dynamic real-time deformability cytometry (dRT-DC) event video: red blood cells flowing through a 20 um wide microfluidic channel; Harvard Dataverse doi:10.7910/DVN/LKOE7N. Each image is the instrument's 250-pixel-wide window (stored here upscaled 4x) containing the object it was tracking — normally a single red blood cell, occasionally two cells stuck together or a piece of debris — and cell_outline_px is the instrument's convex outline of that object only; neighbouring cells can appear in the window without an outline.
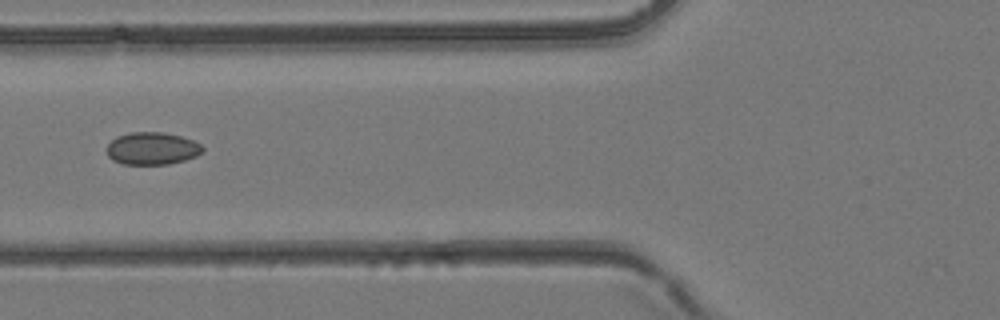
{"species": "common noctule bat (a hibernating species)", "species_latin": "Nyctalus noctula", "temperature_condition": "room temperature", "stored_images_in_passage": 41, "camera_frame_rate_fps": 3000, "um_per_image_px": 0.085, "animal": {"sex": "female", "body_mass_g": 24.6, "forearm_length_mm": 56.2}, "frame": {"image": 1, "passage_image": 18, "time_ms": 5.667, "image_size_px": [1000, 320], "cell_outline_px": [[204, 152], [196, 156], [184, 160], [168, 164], [124, 164], [112, 160], [108, 156], [108, 144], [116, 136], [132, 132], [164, 132], [180, 136], [192, 140], [200, 144], [204, 148]], "centroid_in_image_um": [12.94, 12.62], "position_along_channel_um": 112.9, "area_um2": 18.09}}
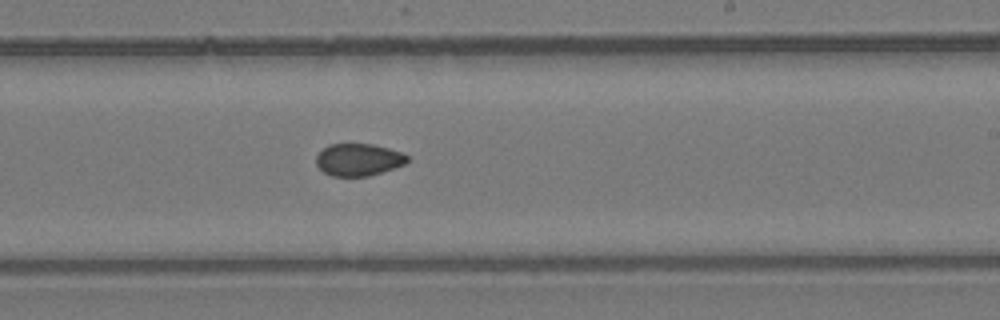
{"frame": {"image": 2, "passage_image": 27, "time_ms": 8.667, "image_size_px": [1000, 320], "cell_outline_px": [[408, 160], [404, 164], [368, 176], [332, 176], [324, 172], [316, 164], [316, 156], [328, 144], [372, 144], [388, 148], [400, 152], [408, 156]], "centroid_in_image_um": [30.44, 13.57], "position_along_channel_um": 258.6, "area_um2": 16.88}}
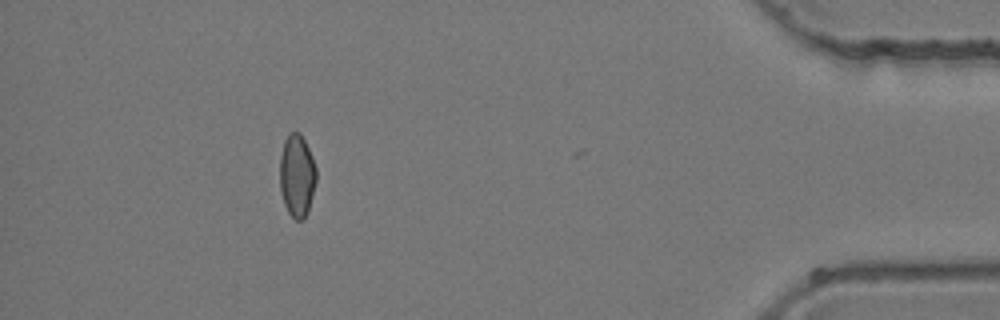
{"frame": {"image": 3, "passage_image": 40, "time_ms": 13.0, "image_size_px": [1000, 320], "cell_outline_px": [[316, 180], [308, 212], [304, 220], [296, 220], [288, 212], [284, 204], [280, 192], [280, 156], [284, 140], [288, 132], [300, 132], [312, 156], [316, 168]], "centroid_in_image_um": [25.23, 14.93], "position_along_channel_um": 410.0, "area_um2": 17.69}}